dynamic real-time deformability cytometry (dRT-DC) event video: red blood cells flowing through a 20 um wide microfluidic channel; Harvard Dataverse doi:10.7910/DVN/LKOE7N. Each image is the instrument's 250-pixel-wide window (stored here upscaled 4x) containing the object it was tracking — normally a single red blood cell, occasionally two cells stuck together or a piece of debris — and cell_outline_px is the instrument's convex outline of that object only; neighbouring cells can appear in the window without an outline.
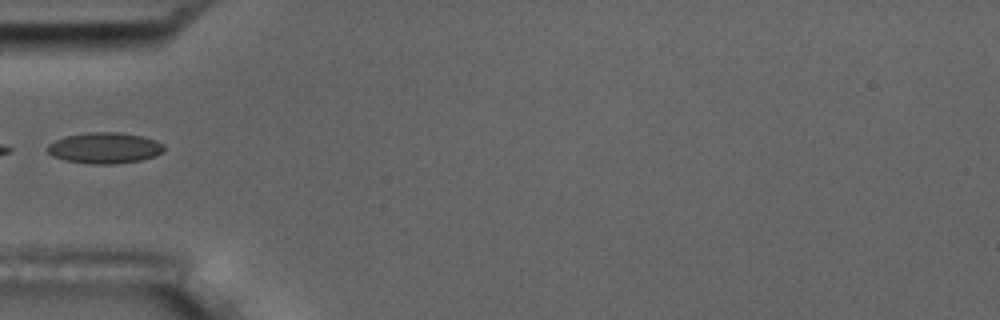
{"species": "common noctule bat (a hibernating species)", "species_latin": "Nyctalus noctula", "temperature_condition": "room temperature", "stored_images_in_passage": 5, "camera_frame_rate_fps": 3000, "um_per_image_px": 0.085, "animal": {"sex": "male", "body_mass_g": 17.5, "forearm_length_mm": 52.3}, "frame": {"image": 1, "passage_image": 4, "time_ms": 3.667, "image_size_px": [1000, 320], "cell_outline_px": [[164, 152], [156, 156], [140, 160], [116, 164], [88, 164], [64, 160], [52, 156], [48, 152], [48, 144], [64, 136], [88, 132], [120, 132], [144, 136], [156, 140], [164, 144]], "centroid_in_image_um": [8.92, 12.57], "position_along_channel_um": 76.1, "area_um2": 21.33}}